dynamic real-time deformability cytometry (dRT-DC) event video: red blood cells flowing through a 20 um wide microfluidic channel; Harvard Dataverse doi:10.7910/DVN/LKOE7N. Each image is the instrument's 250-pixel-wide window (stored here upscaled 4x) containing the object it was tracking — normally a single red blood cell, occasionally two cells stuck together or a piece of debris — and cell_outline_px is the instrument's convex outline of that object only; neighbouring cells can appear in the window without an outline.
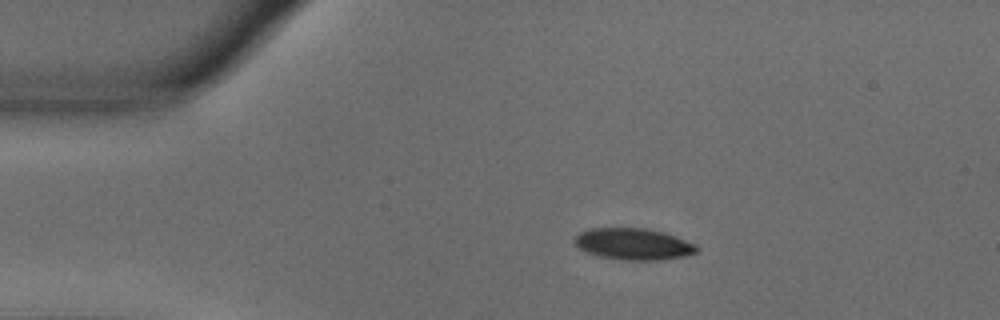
{"species": "common noctule bat (a hibernating species)", "species_latin": "Nyctalus noctula", "temperature_condition": "warm", "stored_images_in_passage": 45, "camera_frame_rate_fps": 3000, "um_per_image_px": 0.085, "animal": {"sex": "male", "body_mass_g": 18.8}, "frame": {"image": 1, "passage_image": 1, "time_ms": 0.0, "image_size_px": [1000, 320], "cell_outline_px": [[700, 248], [696, 252], [684, 256], [656, 260], [624, 260], [600, 256], [584, 252], [572, 240], [580, 232], [588, 228], [648, 228], [664, 232], [676, 236], [696, 244]], "centroid_in_image_um": [53.83, 20.73], "position_along_channel_um": 31.2, "area_um2": 22.54}}
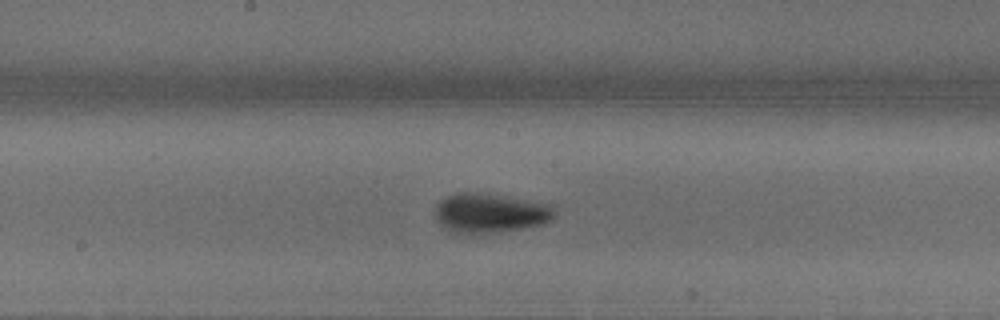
{"frame": {"image": 2, "passage_image": 19, "time_ms": 6.0, "image_size_px": [1000, 320], "cell_outline_px": [[556, 216], [552, 220], [544, 224], [520, 228], [464, 236], [452, 236], [436, 220], [436, 204], [440, 200], [448, 196], [460, 192], [488, 192], [548, 204], [556, 212]], "centroid_in_image_um": [41.6, 18.13], "position_along_channel_um": 206.6, "area_um2": 28.21}}
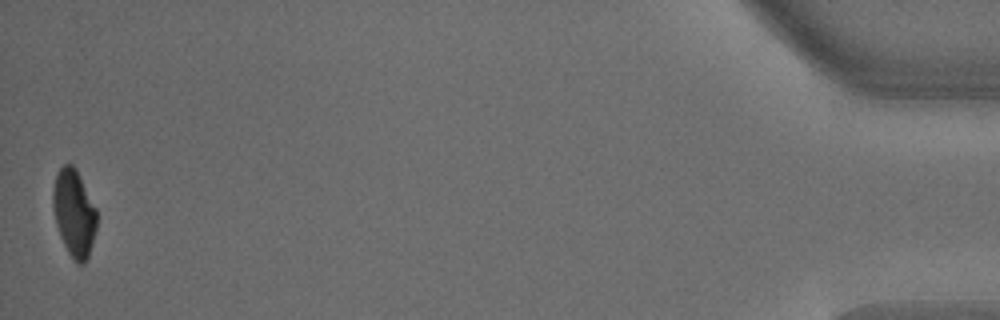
{"frame": {"image": 3, "passage_image": 45, "time_ms": 14.667, "image_size_px": [1000, 320], "cell_outline_px": [[96, 228], [88, 256], [84, 264], [76, 264], [68, 252], [60, 236], [56, 224], [52, 208], [52, 192], [56, 176], [60, 168], [64, 164], [72, 164], [76, 168], [96, 208]], "centroid_in_image_um": [6.28, 18.11], "position_along_channel_um": 428.9, "area_um2": 22.14}, "authors_computed_cell_mechanics": {"area_um2": 24.565, "velocity_mm_per_s": 3.6702, "shape_relaxation_time_tau1_ms": 3.7699, "shape_relaxation_time_tau2_ms": null, "deformation_change_tau1": 0.1851, "deformation_change_tau2": null}}